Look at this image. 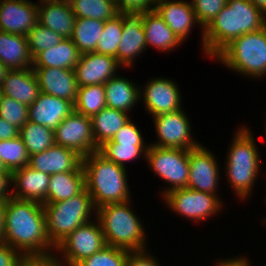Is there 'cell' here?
<instances>
[{
  "label": "cell",
  "mask_w": 266,
  "mask_h": 266,
  "mask_svg": "<svg viewBox=\"0 0 266 266\" xmlns=\"http://www.w3.org/2000/svg\"><path fill=\"white\" fill-rule=\"evenodd\" d=\"M5 243L24 257L55 253L46 231L43 203L10 197L4 210Z\"/></svg>",
  "instance_id": "6da1fadb"
},
{
  "label": "cell",
  "mask_w": 266,
  "mask_h": 266,
  "mask_svg": "<svg viewBox=\"0 0 266 266\" xmlns=\"http://www.w3.org/2000/svg\"><path fill=\"white\" fill-rule=\"evenodd\" d=\"M266 26V15L249 0L227 4L204 29L203 54L211 60L233 39Z\"/></svg>",
  "instance_id": "7a4b0ae2"
},
{
  "label": "cell",
  "mask_w": 266,
  "mask_h": 266,
  "mask_svg": "<svg viewBox=\"0 0 266 266\" xmlns=\"http://www.w3.org/2000/svg\"><path fill=\"white\" fill-rule=\"evenodd\" d=\"M251 130L249 126L241 125L233 134L222 170L227 176L228 185L234 191L233 195L236 194L237 199L243 202L249 201L248 198L252 196L251 192L262 168L258 151L260 147Z\"/></svg>",
  "instance_id": "3957f363"
},
{
  "label": "cell",
  "mask_w": 266,
  "mask_h": 266,
  "mask_svg": "<svg viewBox=\"0 0 266 266\" xmlns=\"http://www.w3.org/2000/svg\"><path fill=\"white\" fill-rule=\"evenodd\" d=\"M86 190L96 208L108 203H124L132 199L128 169L108 160L99 151L82 158Z\"/></svg>",
  "instance_id": "277c9868"
},
{
  "label": "cell",
  "mask_w": 266,
  "mask_h": 266,
  "mask_svg": "<svg viewBox=\"0 0 266 266\" xmlns=\"http://www.w3.org/2000/svg\"><path fill=\"white\" fill-rule=\"evenodd\" d=\"M130 201L108 203L97 208L96 218L101 225L106 245L129 251L148 249L146 226L132 210Z\"/></svg>",
  "instance_id": "5b68a950"
},
{
  "label": "cell",
  "mask_w": 266,
  "mask_h": 266,
  "mask_svg": "<svg viewBox=\"0 0 266 266\" xmlns=\"http://www.w3.org/2000/svg\"><path fill=\"white\" fill-rule=\"evenodd\" d=\"M213 59L244 78L265 79L266 26L233 39Z\"/></svg>",
  "instance_id": "8992f818"
},
{
  "label": "cell",
  "mask_w": 266,
  "mask_h": 266,
  "mask_svg": "<svg viewBox=\"0 0 266 266\" xmlns=\"http://www.w3.org/2000/svg\"><path fill=\"white\" fill-rule=\"evenodd\" d=\"M43 207L47 236L54 247L76 228L96 218L97 213V208L86 188L69 199L45 203Z\"/></svg>",
  "instance_id": "52a82bcc"
},
{
  "label": "cell",
  "mask_w": 266,
  "mask_h": 266,
  "mask_svg": "<svg viewBox=\"0 0 266 266\" xmlns=\"http://www.w3.org/2000/svg\"><path fill=\"white\" fill-rule=\"evenodd\" d=\"M145 161L152 173L165 181L159 196L175 189L187 187L189 180V150L179 148H162L149 145ZM163 190V191H162Z\"/></svg>",
  "instance_id": "ba28073f"
},
{
  "label": "cell",
  "mask_w": 266,
  "mask_h": 266,
  "mask_svg": "<svg viewBox=\"0 0 266 266\" xmlns=\"http://www.w3.org/2000/svg\"><path fill=\"white\" fill-rule=\"evenodd\" d=\"M94 220L76 228L55 247L54 255L61 266H77L106 246L101 225L97 218Z\"/></svg>",
  "instance_id": "9c48e42d"
},
{
  "label": "cell",
  "mask_w": 266,
  "mask_h": 266,
  "mask_svg": "<svg viewBox=\"0 0 266 266\" xmlns=\"http://www.w3.org/2000/svg\"><path fill=\"white\" fill-rule=\"evenodd\" d=\"M170 211L181 217L206 222L222 212L224 202L217 195L196 191L190 188L175 189L162 197Z\"/></svg>",
  "instance_id": "30bf717a"
},
{
  "label": "cell",
  "mask_w": 266,
  "mask_h": 266,
  "mask_svg": "<svg viewBox=\"0 0 266 266\" xmlns=\"http://www.w3.org/2000/svg\"><path fill=\"white\" fill-rule=\"evenodd\" d=\"M183 108L174 112L163 113L151 117L157 141L150 145L162 148H179L191 150L198 147L201 142L193 138L192 126L189 115Z\"/></svg>",
  "instance_id": "8fae6325"
},
{
  "label": "cell",
  "mask_w": 266,
  "mask_h": 266,
  "mask_svg": "<svg viewBox=\"0 0 266 266\" xmlns=\"http://www.w3.org/2000/svg\"><path fill=\"white\" fill-rule=\"evenodd\" d=\"M55 144L72 149L82 157L99 151L94 141L91 117L73 111L54 130Z\"/></svg>",
  "instance_id": "7c38bea8"
},
{
  "label": "cell",
  "mask_w": 266,
  "mask_h": 266,
  "mask_svg": "<svg viewBox=\"0 0 266 266\" xmlns=\"http://www.w3.org/2000/svg\"><path fill=\"white\" fill-rule=\"evenodd\" d=\"M212 151L202 144L189 150V180L187 188L214 194L220 198L218 184H220L219 181L222 174L220 171L221 165Z\"/></svg>",
  "instance_id": "4fadbf2b"
},
{
  "label": "cell",
  "mask_w": 266,
  "mask_h": 266,
  "mask_svg": "<svg viewBox=\"0 0 266 266\" xmlns=\"http://www.w3.org/2000/svg\"><path fill=\"white\" fill-rule=\"evenodd\" d=\"M152 78L140 86V101L147 114L153 117L184 108L180 87L173 79L158 76Z\"/></svg>",
  "instance_id": "5bb4252c"
},
{
  "label": "cell",
  "mask_w": 266,
  "mask_h": 266,
  "mask_svg": "<svg viewBox=\"0 0 266 266\" xmlns=\"http://www.w3.org/2000/svg\"><path fill=\"white\" fill-rule=\"evenodd\" d=\"M123 19L121 41L117 49V61L122 70L134 68L137 57L147 50L143 29L144 12L119 13Z\"/></svg>",
  "instance_id": "9a60e30c"
},
{
  "label": "cell",
  "mask_w": 266,
  "mask_h": 266,
  "mask_svg": "<svg viewBox=\"0 0 266 266\" xmlns=\"http://www.w3.org/2000/svg\"><path fill=\"white\" fill-rule=\"evenodd\" d=\"M155 12L165 21L172 32L182 42H186L193 28L199 26L201 31L200 45L203 50L204 29L198 23L191 0H165L157 2L154 6Z\"/></svg>",
  "instance_id": "2e32d148"
},
{
  "label": "cell",
  "mask_w": 266,
  "mask_h": 266,
  "mask_svg": "<svg viewBox=\"0 0 266 266\" xmlns=\"http://www.w3.org/2000/svg\"><path fill=\"white\" fill-rule=\"evenodd\" d=\"M123 67L115 57L97 52L81 54L74 69L78 87L105 84Z\"/></svg>",
  "instance_id": "e0dca14e"
},
{
  "label": "cell",
  "mask_w": 266,
  "mask_h": 266,
  "mask_svg": "<svg viewBox=\"0 0 266 266\" xmlns=\"http://www.w3.org/2000/svg\"><path fill=\"white\" fill-rule=\"evenodd\" d=\"M38 23L37 4L29 0H1L0 31L27 35Z\"/></svg>",
  "instance_id": "ac0fdd59"
},
{
  "label": "cell",
  "mask_w": 266,
  "mask_h": 266,
  "mask_svg": "<svg viewBox=\"0 0 266 266\" xmlns=\"http://www.w3.org/2000/svg\"><path fill=\"white\" fill-rule=\"evenodd\" d=\"M82 158L72 149L54 144L45 151L30 155L28 166L49 175L63 172H84Z\"/></svg>",
  "instance_id": "d6986e66"
},
{
  "label": "cell",
  "mask_w": 266,
  "mask_h": 266,
  "mask_svg": "<svg viewBox=\"0 0 266 266\" xmlns=\"http://www.w3.org/2000/svg\"><path fill=\"white\" fill-rule=\"evenodd\" d=\"M37 75L40 91L75 104L78 84L75 71L55 67H32Z\"/></svg>",
  "instance_id": "ffe728a7"
},
{
  "label": "cell",
  "mask_w": 266,
  "mask_h": 266,
  "mask_svg": "<svg viewBox=\"0 0 266 266\" xmlns=\"http://www.w3.org/2000/svg\"><path fill=\"white\" fill-rule=\"evenodd\" d=\"M51 175L30 166L12 172V197L48 203V185Z\"/></svg>",
  "instance_id": "44dd1931"
},
{
  "label": "cell",
  "mask_w": 266,
  "mask_h": 266,
  "mask_svg": "<svg viewBox=\"0 0 266 266\" xmlns=\"http://www.w3.org/2000/svg\"><path fill=\"white\" fill-rule=\"evenodd\" d=\"M29 121L52 129L53 131L74 111V104L68 100L40 93L28 106Z\"/></svg>",
  "instance_id": "7402d4cb"
},
{
  "label": "cell",
  "mask_w": 266,
  "mask_h": 266,
  "mask_svg": "<svg viewBox=\"0 0 266 266\" xmlns=\"http://www.w3.org/2000/svg\"><path fill=\"white\" fill-rule=\"evenodd\" d=\"M0 88L3 95L27 106L31 105L41 93L37 75L32 68L10 70Z\"/></svg>",
  "instance_id": "603a6c76"
},
{
  "label": "cell",
  "mask_w": 266,
  "mask_h": 266,
  "mask_svg": "<svg viewBox=\"0 0 266 266\" xmlns=\"http://www.w3.org/2000/svg\"><path fill=\"white\" fill-rule=\"evenodd\" d=\"M38 23L48 27L63 38H71L76 21L68 0L37 6Z\"/></svg>",
  "instance_id": "cb8c5ba5"
},
{
  "label": "cell",
  "mask_w": 266,
  "mask_h": 266,
  "mask_svg": "<svg viewBox=\"0 0 266 266\" xmlns=\"http://www.w3.org/2000/svg\"><path fill=\"white\" fill-rule=\"evenodd\" d=\"M121 75L119 73L104 84L106 107L130 114L140 102V85Z\"/></svg>",
  "instance_id": "d4e9b609"
},
{
  "label": "cell",
  "mask_w": 266,
  "mask_h": 266,
  "mask_svg": "<svg viewBox=\"0 0 266 266\" xmlns=\"http://www.w3.org/2000/svg\"><path fill=\"white\" fill-rule=\"evenodd\" d=\"M143 29L147 48L169 53L183 44L155 10L144 12Z\"/></svg>",
  "instance_id": "484cf974"
},
{
  "label": "cell",
  "mask_w": 266,
  "mask_h": 266,
  "mask_svg": "<svg viewBox=\"0 0 266 266\" xmlns=\"http://www.w3.org/2000/svg\"><path fill=\"white\" fill-rule=\"evenodd\" d=\"M0 62L10 70L32 68L33 57L27 37L0 31Z\"/></svg>",
  "instance_id": "4316f807"
},
{
  "label": "cell",
  "mask_w": 266,
  "mask_h": 266,
  "mask_svg": "<svg viewBox=\"0 0 266 266\" xmlns=\"http://www.w3.org/2000/svg\"><path fill=\"white\" fill-rule=\"evenodd\" d=\"M81 56L70 38H64L50 49L38 53L33 58L32 67H55L74 70Z\"/></svg>",
  "instance_id": "83f0119b"
},
{
  "label": "cell",
  "mask_w": 266,
  "mask_h": 266,
  "mask_svg": "<svg viewBox=\"0 0 266 266\" xmlns=\"http://www.w3.org/2000/svg\"><path fill=\"white\" fill-rule=\"evenodd\" d=\"M129 113L104 107L91 117L94 141L98 147L111 140L132 117Z\"/></svg>",
  "instance_id": "f1b7e54d"
},
{
  "label": "cell",
  "mask_w": 266,
  "mask_h": 266,
  "mask_svg": "<svg viewBox=\"0 0 266 266\" xmlns=\"http://www.w3.org/2000/svg\"><path fill=\"white\" fill-rule=\"evenodd\" d=\"M86 188L84 172H63L51 175L48 185V203L69 199Z\"/></svg>",
  "instance_id": "f546056e"
},
{
  "label": "cell",
  "mask_w": 266,
  "mask_h": 266,
  "mask_svg": "<svg viewBox=\"0 0 266 266\" xmlns=\"http://www.w3.org/2000/svg\"><path fill=\"white\" fill-rule=\"evenodd\" d=\"M105 22L97 19L76 18L72 42L81 54L96 51V46L102 34Z\"/></svg>",
  "instance_id": "4dcf8cb0"
},
{
  "label": "cell",
  "mask_w": 266,
  "mask_h": 266,
  "mask_svg": "<svg viewBox=\"0 0 266 266\" xmlns=\"http://www.w3.org/2000/svg\"><path fill=\"white\" fill-rule=\"evenodd\" d=\"M19 137L23 140L29 155L45 151L55 144L52 129L31 121L26 122L19 129Z\"/></svg>",
  "instance_id": "1f68e13d"
},
{
  "label": "cell",
  "mask_w": 266,
  "mask_h": 266,
  "mask_svg": "<svg viewBox=\"0 0 266 266\" xmlns=\"http://www.w3.org/2000/svg\"><path fill=\"white\" fill-rule=\"evenodd\" d=\"M76 18L107 21L119 14L112 0H68Z\"/></svg>",
  "instance_id": "d6a6232c"
},
{
  "label": "cell",
  "mask_w": 266,
  "mask_h": 266,
  "mask_svg": "<svg viewBox=\"0 0 266 266\" xmlns=\"http://www.w3.org/2000/svg\"><path fill=\"white\" fill-rule=\"evenodd\" d=\"M104 107H106L104 84L78 87L74 111L92 117L98 114Z\"/></svg>",
  "instance_id": "836d02e7"
},
{
  "label": "cell",
  "mask_w": 266,
  "mask_h": 266,
  "mask_svg": "<svg viewBox=\"0 0 266 266\" xmlns=\"http://www.w3.org/2000/svg\"><path fill=\"white\" fill-rule=\"evenodd\" d=\"M149 145H133V144H118L104 143L99 147V152L108 160L115 164L127 168L126 164L132 163L134 160L146 159V152Z\"/></svg>",
  "instance_id": "e575fe53"
},
{
  "label": "cell",
  "mask_w": 266,
  "mask_h": 266,
  "mask_svg": "<svg viewBox=\"0 0 266 266\" xmlns=\"http://www.w3.org/2000/svg\"><path fill=\"white\" fill-rule=\"evenodd\" d=\"M29 157L27 148L19 136L0 141V158L11 173L27 166Z\"/></svg>",
  "instance_id": "d590c367"
},
{
  "label": "cell",
  "mask_w": 266,
  "mask_h": 266,
  "mask_svg": "<svg viewBox=\"0 0 266 266\" xmlns=\"http://www.w3.org/2000/svg\"><path fill=\"white\" fill-rule=\"evenodd\" d=\"M122 28L123 19L120 14L105 21L95 52L113 56L117 60V49L121 41Z\"/></svg>",
  "instance_id": "8d00e7d4"
},
{
  "label": "cell",
  "mask_w": 266,
  "mask_h": 266,
  "mask_svg": "<svg viewBox=\"0 0 266 266\" xmlns=\"http://www.w3.org/2000/svg\"><path fill=\"white\" fill-rule=\"evenodd\" d=\"M128 255L129 250L106 245L77 266H126Z\"/></svg>",
  "instance_id": "74e56055"
},
{
  "label": "cell",
  "mask_w": 266,
  "mask_h": 266,
  "mask_svg": "<svg viewBox=\"0 0 266 266\" xmlns=\"http://www.w3.org/2000/svg\"><path fill=\"white\" fill-rule=\"evenodd\" d=\"M26 37L33 58L41 51L54 47L64 39L40 23H37Z\"/></svg>",
  "instance_id": "f35d334b"
},
{
  "label": "cell",
  "mask_w": 266,
  "mask_h": 266,
  "mask_svg": "<svg viewBox=\"0 0 266 266\" xmlns=\"http://www.w3.org/2000/svg\"><path fill=\"white\" fill-rule=\"evenodd\" d=\"M0 117L20 129L29 121L28 106L2 94L0 98Z\"/></svg>",
  "instance_id": "ab89813d"
},
{
  "label": "cell",
  "mask_w": 266,
  "mask_h": 266,
  "mask_svg": "<svg viewBox=\"0 0 266 266\" xmlns=\"http://www.w3.org/2000/svg\"><path fill=\"white\" fill-rule=\"evenodd\" d=\"M196 19L205 29L227 4V0H191Z\"/></svg>",
  "instance_id": "60d3db41"
},
{
  "label": "cell",
  "mask_w": 266,
  "mask_h": 266,
  "mask_svg": "<svg viewBox=\"0 0 266 266\" xmlns=\"http://www.w3.org/2000/svg\"><path fill=\"white\" fill-rule=\"evenodd\" d=\"M137 127L135 122L130 119L114 137L105 143L133 144V145H150L145 142L142 131ZM146 143V144H145Z\"/></svg>",
  "instance_id": "b9f144b4"
},
{
  "label": "cell",
  "mask_w": 266,
  "mask_h": 266,
  "mask_svg": "<svg viewBox=\"0 0 266 266\" xmlns=\"http://www.w3.org/2000/svg\"><path fill=\"white\" fill-rule=\"evenodd\" d=\"M148 250V251H147ZM126 266H161L154 253L145 250L129 251Z\"/></svg>",
  "instance_id": "7bdbcfd3"
},
{
  "label": "cell",
  "mask_w": 266,
  "mask_h": 266,
  "mask_svg": "<svg viewBox=\"0 0 266 266\" xmlns=\"http://www.w3.org/2000/svg\"><path fill=\"white\" fill-rule=\"evenodd\" d=\"M119 13L123 12H147L154 10L155 0H116Z\"/></svg>",
  "instance_id": "ee69618b"
},
{
  "label": "cell",
  "mask_w": 266,
  "mask_h": 266,
  "mask_svg": "<svg viewBox=\"0 0 266 266\" xmlns=\"http://www.w3.org/2000/svg\"><path fill=\"white\" fill-rule=\"evenodd\" d=\"M23 257V255L9 244H0V266H17Z\"/></svg>",
  "instance_id": "f6af8a7d"
},
{
  "label": "cell",
  "mask_w": 266,
  "mask_h": 266,
  "mask_svg": "<svg viewBox=\"0 0 266 266\" xmlns=\"http://www.w3.org/2000/svg\"><path fill=\"white\" fill-rule=\"evenodd\" d=\"M17 266H61L55 255L23 257Z\"/></svg>",
  "instance_id": "bcb514c9"
},
{
  "label": "cell",
  "mask_w": 266,
  "mask_h": 266,
  "mask_svg": "<svg viewBox=\"0 0 266 266\" xmlns=\"http://www.w3.org/2000/svg\"><path fill=\"white\" fill-rule=\"evenodd\" d=\"M12 173L0 172V199L8 200L12 197Z\"/></svg>",
  "instance_id": "7dc6e473"
},
{
  "label": "cell",
  "mask_w": 266,
  "mask_h": 266,
  "mask_svg": "<svg viewBox=\"0 0 266 266\" xmlns=\"http://www.w3.org/2000/svg\"><path fill=\"white\" fill-rule=\"evenodd\" d=\"M19 136V128L0 117V141Z\"/></svg>",
  "instance_id": "c3c4849f"
},
{
  "label": "cell",
  "mask_w": 266,
  "mask_h": 266,
  "mask_svg": "<svg viewBox=\"0 0 266 266\" xmlns=\"http://www.w3.org/2000/svg\"><path fill=\"white\" fill-rule=\"evenodd\" d=\"M216 264H214L215 266H253L251 264V261L249 258L245 256H235L233 257H228V258H224V259H219L215 262Z\"/></svg>",
  "instance_id": "681fc988"
},
{
  "label": "cell",
  "mask_w": 266,
  "mask_h": 266,
  "mask_svg": "<svg viewBox=\"0 0 266 266\" xmlns=\"http://www.w3.org/2000/svg\"><path fill=\"white\" fill-rule=\"evenodd\" d=\"M6 200L0 199V244L5 243V233H4V210H5Z\"/></svg>",
  "instance_id": "f907efd6"
},
{
  "label": "cell",
  "mask_w": 266,
  "mask_h": 266,
  "mask_svg": "<svg viewBox=\"0 0 266 266\" xmlns=\"http://www.w3.org/2000/svg\"><path fill=\"white\" fill-rule=\"evenodd\" d=\"M255 7L266 15V0H249Z\"/></svg>",
  "instance_id": "816d5d0a"
},
{
  "label": "cell",
  "mask_w": 266,
  "mask_h": 266,
  "mask_svg": "<svg viewBox=\"0 0 266 266\" xmlns=\"http://www.w3.org/2000/svg\"><path fill=\"white\" fill-rule=\"evenodd\" d=\"M10 69L0 62V86Z\"/></svg>",
  "instance_id": "f5cc1de1"
},
{
  "label": "cell",
  "mask_w": 266,
  "mask_h": 266,
  "mask_svg": "<svg viewBox=\"0 0 266 266\" xmlns=\"http://www.w3.org/2000/svg\"><path fill=\"white\" fill-rule=\"evenodd\" d=\"M39 2L38 3H36L37 4V6L38 5H42V4H47V3H55V2H58V1H61V0H38Z\"/></svg>",
  "instance_id": "db71d44e"
},
{
  "label": "cell",
  "mask_w": 266,
  "mask_h": 266,
  "mask_svg": "<svg viewBox=\"0 0 266 266\" xmlns=\"http://www.w3.org/2000/svg\"><path fill=\"white\" fill-rule=\"evenodd\" d=\"M0 172H10V171L7 169V167H6V165L4 164V162L1 160V158H0Z\"/></svg>",
  "instance_id": "11a10c76"
},
{
  "label": "cell",
  "mask_w": 266,
  "mask_h": 266,
  "mask_svg": "<svg viewBox=\"0 0 266 266\" xmlns=\"http://www.w3.org/2000/svg\"><path fill=\"white\" fill-rule=\"evenodd\" d=\"M265 200H266V199H265ZM265 203H266V201H265ZM262 219H263V220H262V224L264 223L263 225L266 226V219H265L264 217H262Z\"/></svg>",
  "instance_id": "9f6ffc18"
},
{
  "label": "cell",
  "mask_w": 266,
  "mask_h": 266,
  "mask_svg": "<svg viewBox=\"0 0 266 266\" xmlns=\"http://www.w3.org/2000/svg\"><path fill=\"white\" fill-rule=\"evenodd\" d=\"M264 127H265V128H264V129H265V134H264V135H265V138H266V122H265V126H264ZM265 140H266V139H265ZM265 142H266V141H265Z\"/></svg>",
  "instance_id": "6f0895ef"
},
{
  "label": "cell",
  "mask_w": 266,
  "mask_h": 266,
  "mask_svg": "<svg viewBox=\"0 0 266 266\" xmlns=\"http://www.w3.org/2000/svg\"><path fill=\"white\" fill-rule=\"evenodd\" d=\"M161 1H165V0H155V3H157V2H161Z\"/></svg>",
  "instance_id": "680465c9"
}]
</instances>
